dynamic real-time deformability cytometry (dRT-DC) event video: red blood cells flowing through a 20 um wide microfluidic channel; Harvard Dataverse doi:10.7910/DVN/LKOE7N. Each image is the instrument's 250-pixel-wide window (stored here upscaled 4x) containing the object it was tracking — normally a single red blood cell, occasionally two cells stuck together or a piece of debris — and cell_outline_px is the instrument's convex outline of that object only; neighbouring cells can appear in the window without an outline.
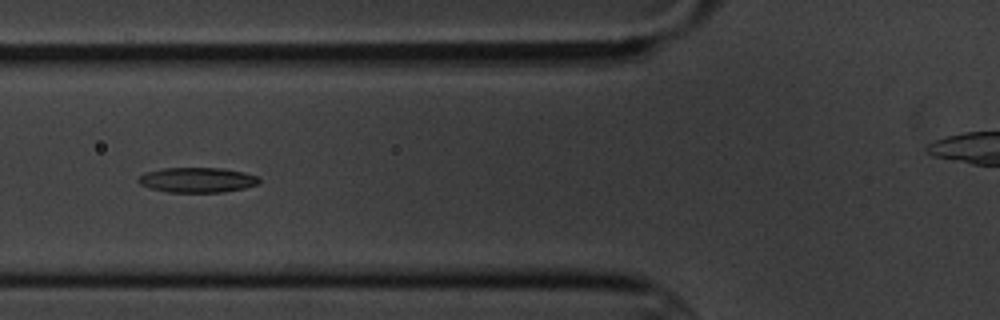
{"species": "common noctule bat (a hibernating species)", "species_latin": "Nyctalus noctula", "temperature_condition": "cold", "stored_images_in_passage": 8, "segment_of_instrument_passage": [1, 2], "camera_frame_rate_fps": 3000, "um_per_image_px": 0.085, "animal": {"sex": "male", "body_mass_g": 20.1, "forearm_length_mm": 53.5}, "frame": {"image": 1, "passage_image": 7, "time_ms": 6.667, "image_size_px": [1000, 320], "cell_outline_px": [[260, 184], [244, 188], [224, 192], [168, 192], [152, 188], [140, 184], [136, 180], [144, 172], [160, 168], [224, 168], [244, 172], [260, 176]], "centroid_in_image_um": [16.8, 15.29], "position_along_channel_um": 109.0, "area_um2": 17.8}}